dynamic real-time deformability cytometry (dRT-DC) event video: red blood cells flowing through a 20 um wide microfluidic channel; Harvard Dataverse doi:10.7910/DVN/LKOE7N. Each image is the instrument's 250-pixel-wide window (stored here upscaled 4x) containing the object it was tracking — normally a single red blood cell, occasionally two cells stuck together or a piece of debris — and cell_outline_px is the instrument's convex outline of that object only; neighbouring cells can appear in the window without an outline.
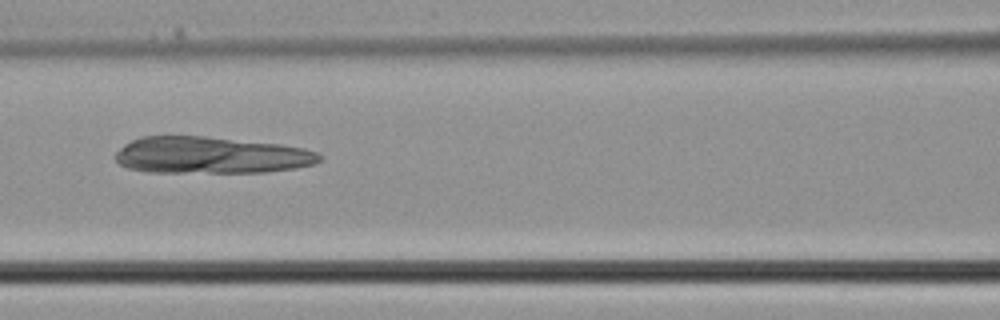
{"species": "common noctule bat (a hibernating species)", "species_latin": "Nyctalus noctula", "temperature_condition": "cold", "stored_images_in_passage": 37, "camera_frame_rate_fps": 3000, "um_per_image_px": 0.085, "animal": {"sex": "male", "body_mass_g": 21.5, "forearm_length_mm": 52.0}, "frame": {"image": 1, "passage_image": 16, "time_ms": 5.0, "image_size_px": [1000, 320], "cell_outline_px": [[320, 160], [316, 164], [296, 168], [264, 172], [148, 172], [128, 168], [120, 164], [112, 156], [124, 144], [140, 136], [204, 136], [280, 144], [304, 148], [320, 152]], "centroid_in_image_um": [17.92, 13.19], "position_along_channel_um": 148.7, "area_um2": 43.93}}
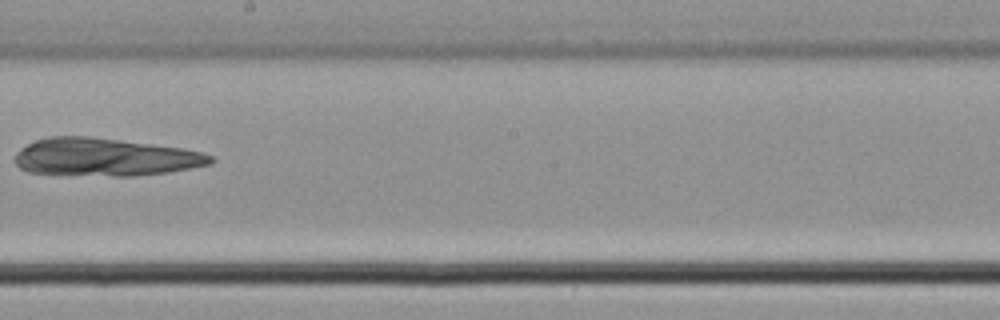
{"frame": {"image": 2, "passage_image": 21, "time_ms": 6.667, "image_size_px": [1000, 320], "cell_outline_px": [[216, 160], [212, 164], [168, 172], [132, 176], [112, 176], [28, 172], [20, 168], [16, 164], [16, 152], [28, 144], [36, 140], [48, 136], [92, 136], [184, 148], [200, 152], [212, 156]], "centroid_in_image_um": [8.95, 13.35], "position_along_channel_um": 239.2, "area_um2": 43.12}}
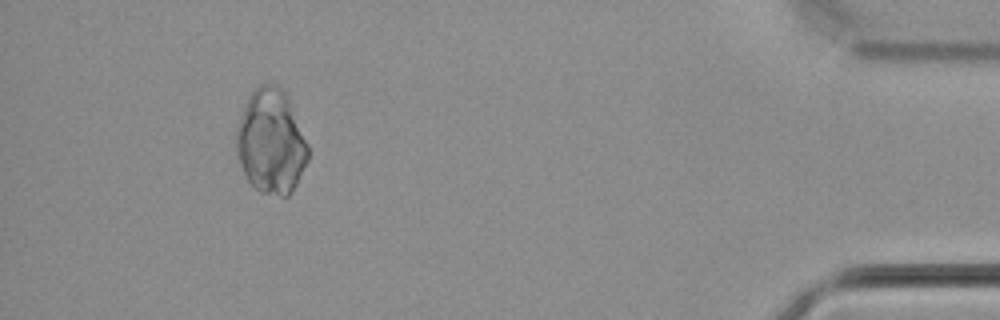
{"frame": {"image": 3, "passage_image": 34, "time_ms": 11.0, "image_size_px": [1000, 320], "cell_outline_px": [[308, 160], [292, 192], [288, 196], [280, 196], [260, 192], [244, 176], [240, 164], [236, 148], [236, 128], [244, 104], [248, 96], [260, 84], [272, 84], [280, 88], [284, 92], [288, 100], [308, 144]], "centroid_in_image_um": [23.01, 12.06], "position_along_channel_um": 412.2, "area_um2": 43.35}}